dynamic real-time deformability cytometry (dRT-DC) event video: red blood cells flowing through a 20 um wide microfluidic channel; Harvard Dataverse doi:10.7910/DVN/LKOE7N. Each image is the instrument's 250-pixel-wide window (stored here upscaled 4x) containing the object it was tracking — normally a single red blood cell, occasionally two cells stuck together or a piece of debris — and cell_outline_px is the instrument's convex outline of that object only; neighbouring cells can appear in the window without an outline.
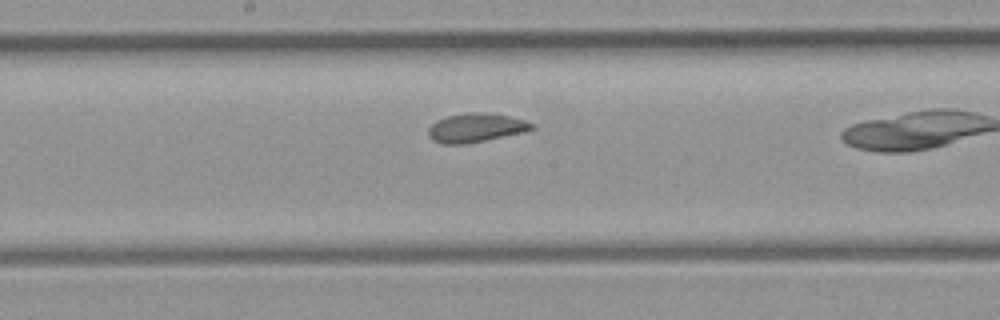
{"species": "common noctule bat (a hibernating species)", "species_latin": "Nyctalus noctula", "temperature_condition": "room temperature", "stored_images_in_passage": 18, "camera_frame_rate_fps": 3000, "um_per_image_px": 0.085, "animal": {"sex": "female", "body_mass_g": 21.9}, "frame": {"image": 1, "passage_image": 13, "time_ms": 4.0, "image_size_px": [1000, 320], "cell_outline_px": [[532, 128], [524, 132], [464, 144], [444, 144], [432, 140], [428, 136], [428, 128], [436, 120], [448, 116], [464, 112], [480, 112], [508, 116], [524, 120], [532, 124]], "centroid_in_image_um": [40.37, 10.85], "position_along_channel_um": 207.8, "area_um2": 17.17}}
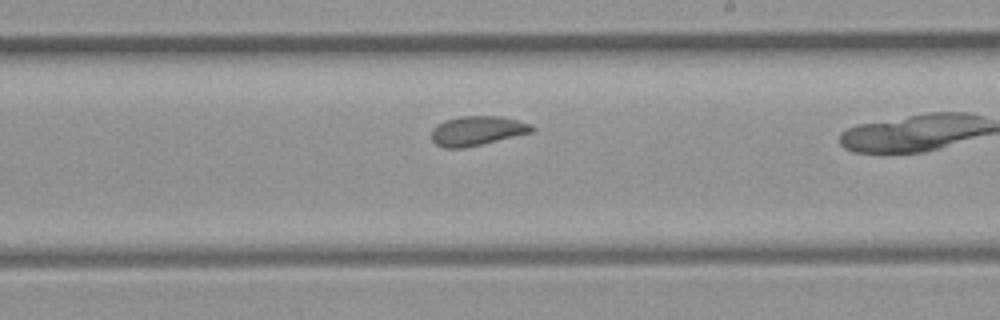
{"frame": {"image": 2, "passage_image": 16, "time_ms": 5.0, "image_size_px": [1000, 320], "cell_outline_px": [[536, 128], [532, 132], [464, 148], [444, 148], [436, 144], [432, 140], [432, 128], [436, 124], [444, 120], [460, 116], [504, 116], [532, 124]], "centroid_in_image_um": [40.55, 11.1], "position_along_channel_um": 248.4, "area_um2": 17.34}}